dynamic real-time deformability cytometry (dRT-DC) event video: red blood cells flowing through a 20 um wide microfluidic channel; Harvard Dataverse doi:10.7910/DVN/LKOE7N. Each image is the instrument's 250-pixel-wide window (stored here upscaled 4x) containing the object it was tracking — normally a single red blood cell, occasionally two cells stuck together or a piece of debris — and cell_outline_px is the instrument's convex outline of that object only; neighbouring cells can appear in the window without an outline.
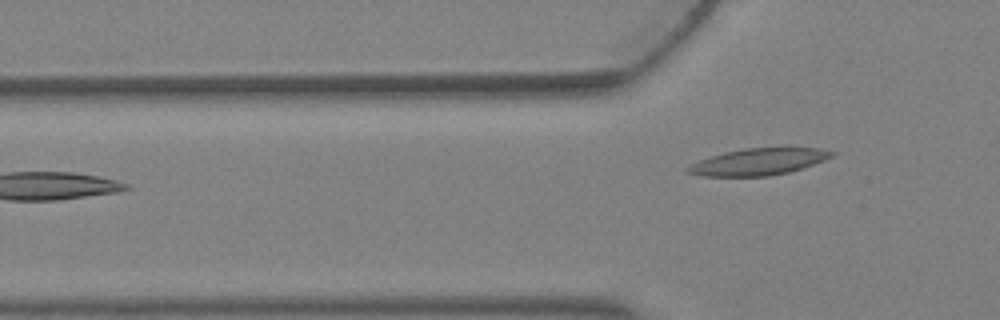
{"species": "Egyptian fruit bat (a non-hibernating species)", "species_latin": "Rousettus aegyptiacus", "temperature_condition": "warm", "stored_images_in_passage": 6, "camera_frame_rate_fps": 3000, "um_per_image_px": 0.085, "animal": {"sex": "female"}, "frame": {"image": 1, "passage_image": 6, "time_ms": 1.667, "image_size_px": [1000, 320], "cell_outline_px": [[836, 152], [832, 156], [824, 160], [788, 172], [768, 176], [700, 176], [688, 172], [684, 168], [700, 160], [724, 152], [744, 148], [784, 144], [820, 148]], "centroid_in_image_um": [64.54, 13.69], "position_along_channel_um": 61.3, "area_um2": 23.18}}